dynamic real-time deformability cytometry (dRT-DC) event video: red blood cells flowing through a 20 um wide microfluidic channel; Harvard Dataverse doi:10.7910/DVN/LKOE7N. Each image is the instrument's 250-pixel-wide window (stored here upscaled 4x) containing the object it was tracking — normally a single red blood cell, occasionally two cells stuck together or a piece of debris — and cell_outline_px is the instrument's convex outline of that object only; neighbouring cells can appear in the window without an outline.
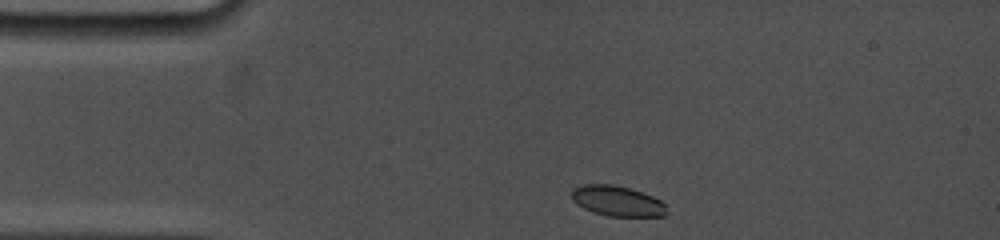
{"species": "common noctule bat (a hibernating species)", "species_latin": "Nyctalus noctula", "temperature_condition": "cold", "stored_images_in_passage": 5, "camera_frame_rate_fps": 5000, "um_per_image_px": 0.085, "animal": {"sex": "female", "body_mass_g": 19.0, "forearm_length_mm": 53.3}, "frame": {"image": 1, "passage_image": 1, "time_ms": 0.0, "image_size_px": [1000, 240], "cell_outline_px": [[664, 216], [608, 216], [592, 212], [584, 208], [572, 200], [572, 188], [584, 184], [612, 184], [628, 188], [652, 196], [660, 200], [664, 204]], "centroid_in_image_um": [52.41, 17.08], "position_along_channel_um": 32.6, "area_um2": 16.53}}
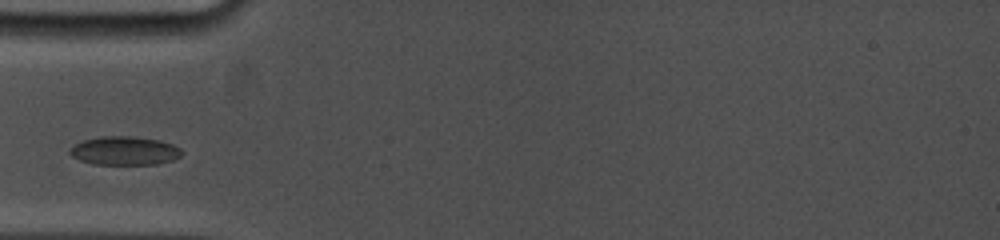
{"frame": {"image": 2, "passage_image": 4, "time_ms": 2.2, "image_size_px": [1000, 240], "cell_outline_px": [[184, 152], [180, 156], [172, 160], [156, 164], [92, 164], [80, 160], [72, 156], [68, 152], [72, 144], [84, 140], [100, 136], [136, 136], [160, 140], [172, 144], [180, 148]], "centroid_in_image_um": [10.57, 12.8], "position_along_channel_um": 74.4, "area_um2": 18.84}}